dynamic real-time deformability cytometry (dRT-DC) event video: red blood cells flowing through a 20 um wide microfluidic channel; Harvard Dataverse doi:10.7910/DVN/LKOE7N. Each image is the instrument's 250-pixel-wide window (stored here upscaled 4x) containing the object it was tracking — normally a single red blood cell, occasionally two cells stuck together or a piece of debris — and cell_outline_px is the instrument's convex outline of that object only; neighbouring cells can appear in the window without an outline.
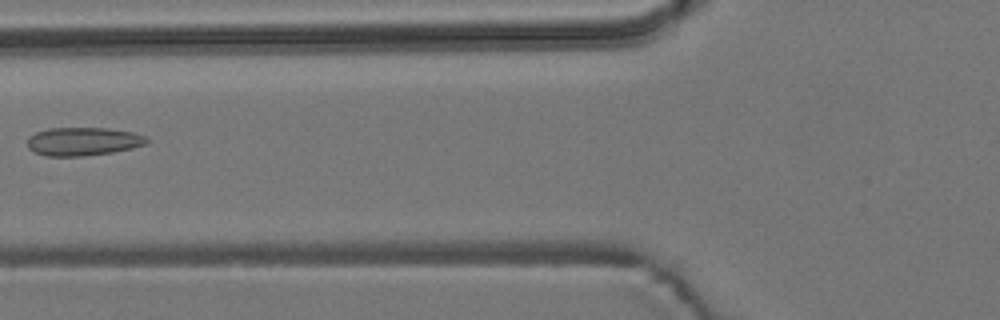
{"species": "common noctule bat (a hibernating species)", "species_latin": "Nyctalus noctula", "temperature_condition": "room temperature", "stored_images_in_passage": 6, "camera_frame_rate_fps": 3000, "um_per_image_px": 0.085, "animal": {"sex": "male", "body_mass_g": 19.2, "forearm_length_mm": 51.8}, "frame": {"image": 1, "passage_image": 4, "time_ms": 3.667, "image_size_px": [1000, 320], "cell_outline_px": [[148, 144], [132, 148], [112, 152], [84, 156], [44, 156], [28, 148], [28, 136], [36, 132], [48, 128], [108, 128], [136, 132], [144, 136], [148, 140]], "centroid_in_image_um": [7.07, 12.02], "position_along_channel_um": 118.7, "area_um2": 19.83}}
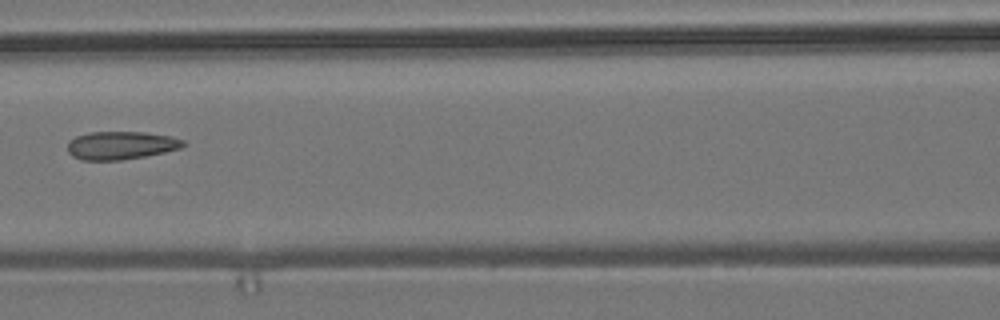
{"frame": {"image": 2, "passage_image": 5, "time_ms": 4.667, "image_size_px": [1000, 320], "cell_outline_px": [[188, 144], [180, 148], [164, 152], [144, 156], [120, 160], [80, 160], [72, 156], [68, 152], [68, 140], [76, 136], [88, 132], [144, 132], [172, 136], [184, 140]], "centroid_in_image_um": [10.27, 12.35], "position_along_channel_um": 156.3, "area_um2": 19.07}}
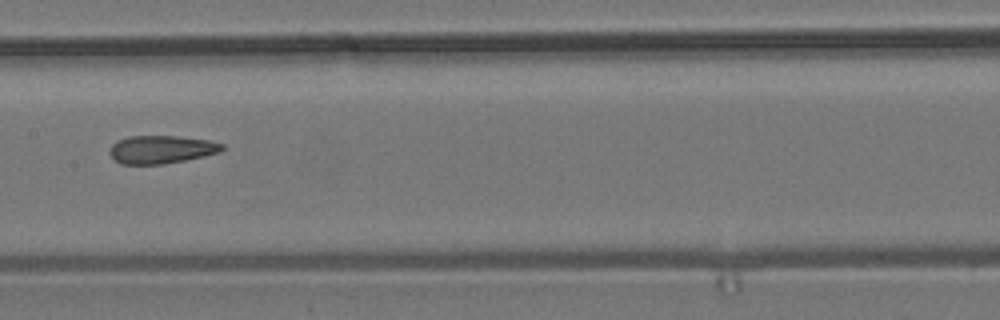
{"frame": {"image": 3, "passage_image": 6, "time_ms": 5.667, "image_size_px": [1000, 320], "cell_outline_px": [[224, 148], [220, 152], [204, 156], [164, 164], [120, 164], [108, 152], [108, 148], [116, 140], [128, 136], [176, 136], [208, 140], [224, 144]], "centroid_in_image_um": [13.68, 12.7], "position_along_channel_um": 193.7, "area_um2": 18.44}}